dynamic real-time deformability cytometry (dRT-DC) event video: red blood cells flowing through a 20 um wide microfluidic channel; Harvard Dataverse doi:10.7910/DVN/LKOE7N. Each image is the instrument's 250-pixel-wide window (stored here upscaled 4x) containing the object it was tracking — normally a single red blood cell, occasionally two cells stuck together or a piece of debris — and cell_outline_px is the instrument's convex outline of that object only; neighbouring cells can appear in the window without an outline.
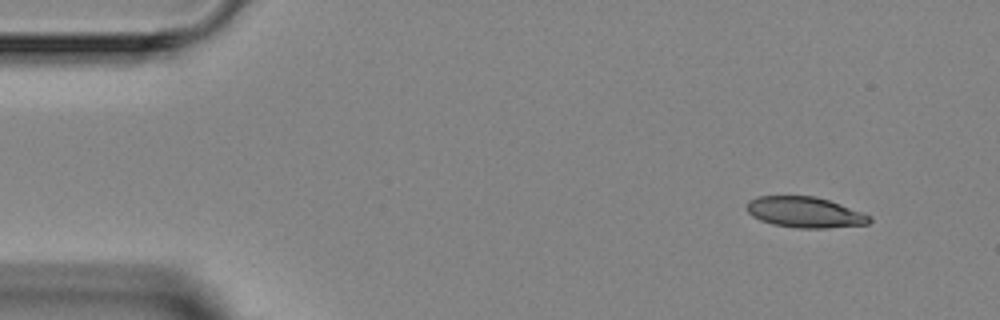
{"species": "Egyptian fruit bat (a non-hibernating species)", "species_latin": "Rousettus aegyptiacus", "temperature_condition": "room temperature", "stored_images_in_passage": 3, "camera_frame_rate_fps": 3000, "um_per_image_px": 0.085, "animal": {"sex": "female"}, "frame": {"image": 1, "passage_image": 1, "time_ms": 0.0, "image_size_px": [1000, 320], "cell_outline_px": [[872, 220], [868, 224], [828, 228], [800, 228], [772, 224], [760, 220], [752, 216], [748, 212], [748, 200], [756, 196], [816, 196], [840, 204], [872, 216]], "centroid_in_image_um": [68.42, 18.04], "position_along_channel_um": 16.6, "area_um2": 21.96}}